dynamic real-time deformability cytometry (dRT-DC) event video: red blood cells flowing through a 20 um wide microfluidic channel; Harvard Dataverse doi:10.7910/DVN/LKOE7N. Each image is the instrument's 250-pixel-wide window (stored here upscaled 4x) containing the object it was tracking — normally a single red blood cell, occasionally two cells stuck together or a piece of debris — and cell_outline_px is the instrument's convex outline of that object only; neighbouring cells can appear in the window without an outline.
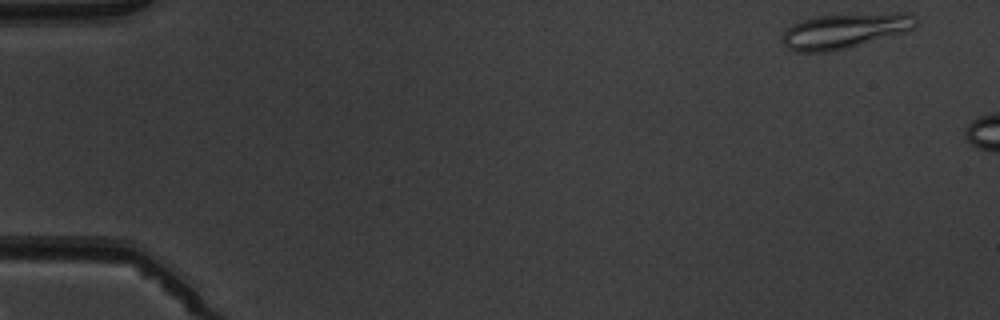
{"species": "common noctule bat (a hibernating species)", "species_latin": "Nyctalus noctula", "temperature_condition": "warm", "stored_images_in_passage": 3, "camera_frame_rate_fps": 3000, "um_per_image_px": 0.085, "animal": {"sex": "male", "body_mass_g": 19.5, "forearm_length_mm": 54.6}, "frame": {"image": 1, "passage_image": 1, "time_ms": 0.0, "image_size_px": [1000, 320], "cell_outline_px": [[916, 24], [912, 28], [904, 32], [844, 48], [828, 52], [796, 52], [788, 48], [780, 40], [784, 28], [800, 20], [816, 16], [892, 12], [912, 12], [916, 16]], "centroid_in_image_um": [71.76, 2.59], "position_along_channel_um": 13.2, "area_um2": 27.4}}